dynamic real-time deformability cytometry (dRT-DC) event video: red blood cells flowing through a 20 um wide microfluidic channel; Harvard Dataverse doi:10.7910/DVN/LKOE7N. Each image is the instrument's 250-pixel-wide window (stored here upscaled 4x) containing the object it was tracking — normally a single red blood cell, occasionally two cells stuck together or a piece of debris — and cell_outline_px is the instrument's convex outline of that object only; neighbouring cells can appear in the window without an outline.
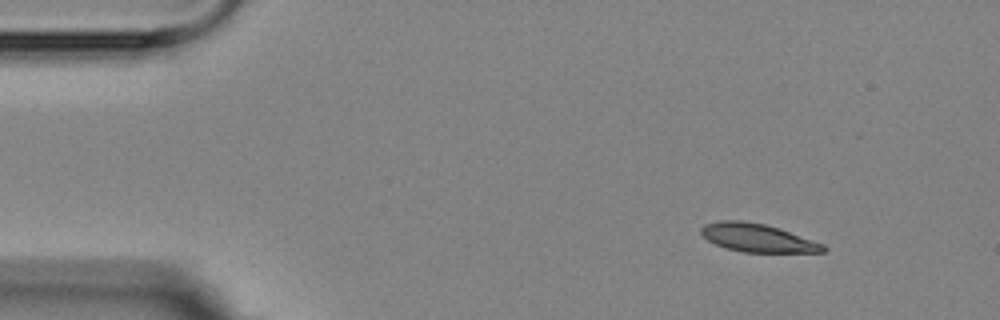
{"species": "Egyptian fruit bat (a non-hibernating species)", "species_latin": "Rousettus aegyptiacus", "temperature_condition": "room temperature", "stored_images_in_passage": 3, "camera_frame_rate_fps": 3000, "um_per_image_px": 0.085, "animal": {"sex": "female"}, "frame": {"image": 1, "passage_image": 1, "time_ms": 0.0, "image_size_px": [1000, 320], "cell_outline_px": [[828, 248], [824, 252], [744, 252], [728, 248], [716, 244], [708, 240], [700, 232], [700, 228], [704, 224], [720, 220], [740, 220], [764, 224], [780, 228], [824, 244]], "centroid_in_image_um": [64.4, 20.21], "position_along_channel_um": 20.6, "area_um2": 20.0}}